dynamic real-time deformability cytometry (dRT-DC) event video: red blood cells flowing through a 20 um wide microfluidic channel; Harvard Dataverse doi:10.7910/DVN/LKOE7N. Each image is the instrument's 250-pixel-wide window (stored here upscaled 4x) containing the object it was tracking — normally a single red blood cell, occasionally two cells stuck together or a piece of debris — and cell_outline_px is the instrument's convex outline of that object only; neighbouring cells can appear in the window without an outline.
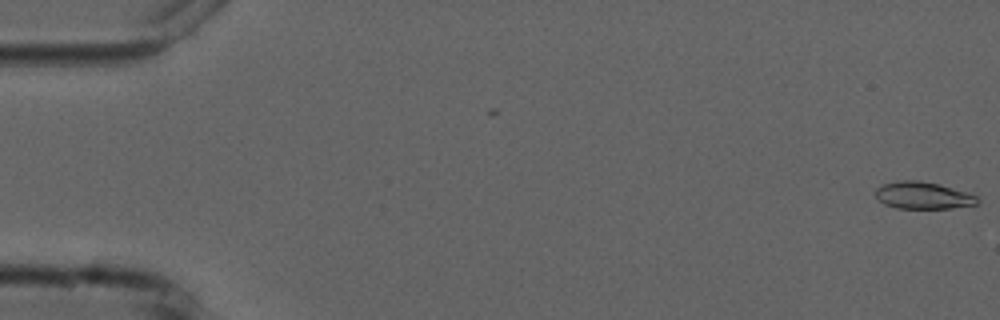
{"species": "common noctule bat (a hibernating species)", "species_latin": "Nyctalus noctula", "temperature_condition": "cold", "stored_images_in_passage": 8, "camera_frame_rate_fps": 3000, "um_per_image_px": 0.085, "animal": {"sex": "male", "forearm_length_mm": 52.5}, "frame": {"image": 1, "passage_image": 1, "time_ms": 0.0, "image_size_px": [1000, 320], "cell_outline_px": [[980, 200], [976, 204], [952, 208], [896, 208], [884, 204], [876, 196], [876, 188], [884, 184], [900, 180], [916, 180], [940, 184], [976, 196]], "centroid_in_image_um": [78.44, 16.61], "position_along_channel_um": 6.6, "area_um2": 15.84}}
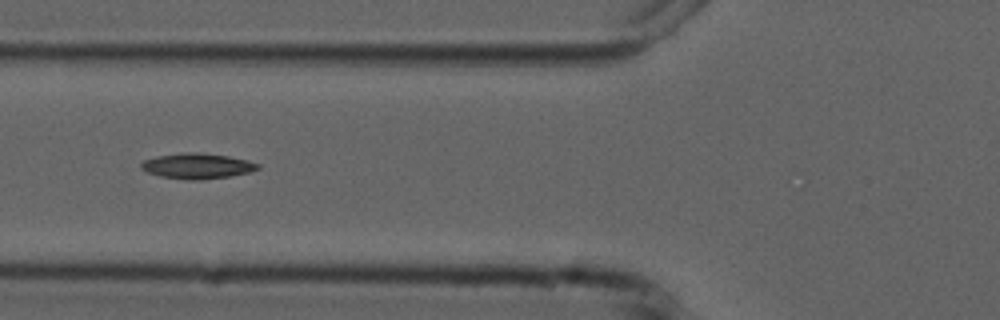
{"frame": {"image": 2, "passage_image": 6, "time_ms": 6.667, "image_size_px": [1000, 320], "cell_outline_px": [[260, 168], [248, 172], [232, 176], [204, 180], [192, 180], [160, 176], [148, 172], [140, 168], [140, 164], [144, 160], [156, 156], [184, 152], [196, 152], [228, 156], [248, 160], [260, 164]], "centroid_in_image_um": [16.77, 14.11], "position_along_channel_um": 109.0, "area_um2": 17.34}}
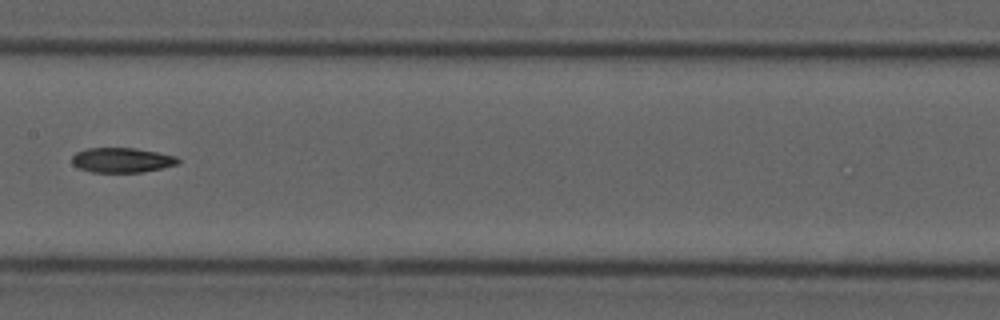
{"frame": {"image": 3, "passage_image": 8, "time_ms": 9.0, "image_size_px": [1000, 320], "cell_outline_px": [[180, 160], [176, 164], [160, 168], [140, 172], [92, 172], [80, 168], [72, 164], [72, 156], [76, 152], [88, 148], [136, 148], [176, 156]], "centroid_in_image_um": [10.33, 13.6], "position_along_channel_um": 197.1, "area_um2": 15.14}}